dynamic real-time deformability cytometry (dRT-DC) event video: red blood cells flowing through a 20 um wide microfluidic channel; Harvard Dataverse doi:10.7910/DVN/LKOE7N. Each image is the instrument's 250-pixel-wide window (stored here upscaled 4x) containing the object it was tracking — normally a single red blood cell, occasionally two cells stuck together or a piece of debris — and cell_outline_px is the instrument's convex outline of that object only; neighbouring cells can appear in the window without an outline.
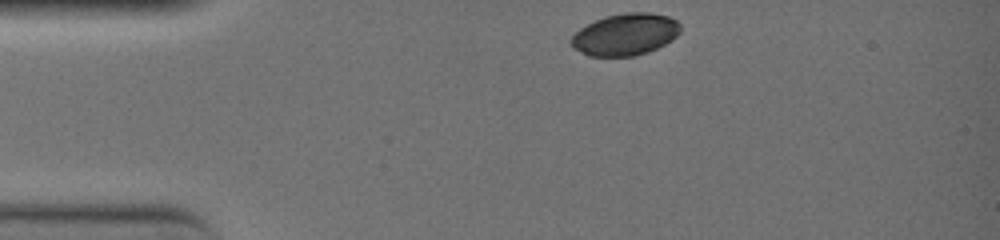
{"species": "common noctule bat (a hibernating species)", "species_latin": "Nyctalus noctula", "temperature_condition": "warm", "stored_images_in_passage": 34, "camera_frame_rate_fps": 3000, "um_per_image_px": 0.085, "animal": {"sex": "female", "body_mass_g": 19.0, "forearm_length_mm": 51.5}, "frame": {"image": 1, "passage_image": 1, "time_ms": 0.0, "image_size_px": [1000, 240], "cell_outline_px": [[680, 32], [672, 40], [648, 52], [636, 56], [588, 56], [572, 48], [568, 44], [568, 40], [580, 28], [604, 16], [624, 12], [648, 12], [668, 16], [676, 20], [680, 24]], "centroid_in_image_um": [53.11, 2.93], "position_along_channel_um": 31.9, "area_um2": 26.93}}
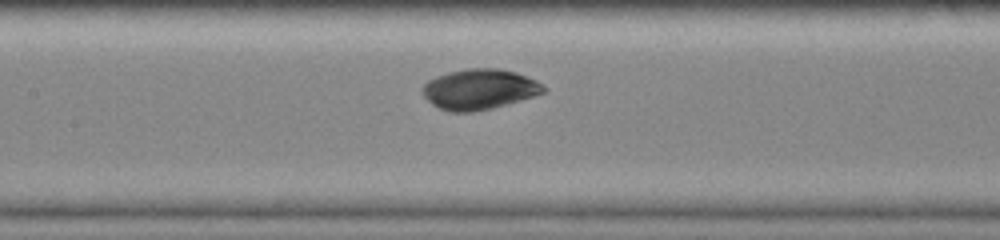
{"frame": {"image": 2, "passage_image": 15, "time_ms": 4.667, "image_size_px": [1000, 240], "cell_outline_px": [[548, 88], [544, 92], [520, 100], [492, 108], [476, 112], [448, 112], [432, 104], [420, 92], [420, 88], [428, 80], [436, 76], [448, 72], [468, 68], [500, 68], [516, 72], [536, 80], [544, 84]], "centroid_in_image_um": [40.73, 7.58], "position_along_channel_um": 166.7, "area_um2": 28.73}}
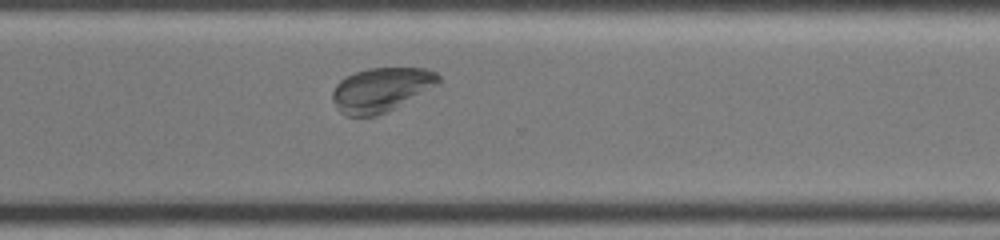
{"frame": {"image": 3, "passage_image": 28, "time_ms": 9.0, "image_size_px": [1000, 240], "cell_outline_px": [[444, 80], [440, 84], [376, 116], [344, 116], [336, 108], [332, 100], [332, 92], [336, 84], [340, 80], [356, 72], [368, 68], [428, 68], [436, 72]], "centroid_in_image_um": [32.4, 7.61], "position_along_channel_um": 338.2, "area_um2": 27.22}, "authors_computed_cell_mechanics": {"area_um2": 28.322, "velocity_mm_per_s": 3.9652, "shape_relaxation_time_tau1_ms": 2.9165, "shape_relaxation_time_tau2_ms": null, "deformation_change_tau1": 0.1446, "deformation_change_tau2": null}}